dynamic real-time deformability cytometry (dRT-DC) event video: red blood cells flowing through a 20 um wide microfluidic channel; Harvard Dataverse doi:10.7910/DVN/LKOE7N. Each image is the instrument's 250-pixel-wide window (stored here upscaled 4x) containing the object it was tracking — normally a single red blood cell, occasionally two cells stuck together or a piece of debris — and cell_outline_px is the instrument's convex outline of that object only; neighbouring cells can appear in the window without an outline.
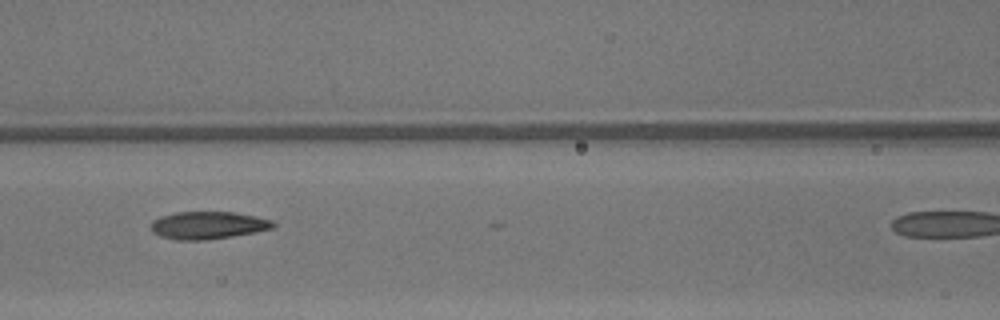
{"species": "common noctule bat (a hibernating species)", "species_latin": "Nyctalus noctula", "temperature_condition": "warm", "stored_images_in_passage": 16, "camera_frame_rate_fps": 3000, "um_per_image_px": 0.085, "animal": {"sex": "male", "body_mass_g": 13.3}, "frame": {"image": 1, "passage_image": 10, "time_ms": 3.0, "image_size_px": [1000, 320], "cell_outline_px": [[276, 228], [232, 236], [208, 240], [176, 240], [160, 236], [152, 232], [152, 220], [160, 216], [176, 212], [236, 212], [256, 216], [272, 220], [276, 224]], "centroid_in_image_um": [17.7, 19.14], "position_along_channel_um": 148.9, "area_um2": 19.77}}
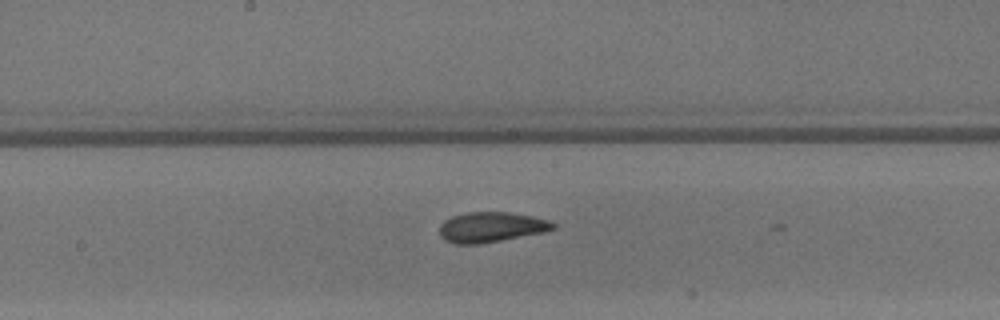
{"frame": {"image": 2, "passage_image": 14, "time_ms": 4.333, "image_size_px": [1000, 320], "cell_outline_px": [[556, 228], [548, 232], [480, 244], [452, 244], [444, 240], [440, 236], [440, 224], [444, 220], [452, 216], [468, 212], [508, 212], [548, 220], [556, 224]], "centroid_in_image_um": [41.74, 19.32], "position_along_channel_um": 206.5, "area_um2": 20.17}}